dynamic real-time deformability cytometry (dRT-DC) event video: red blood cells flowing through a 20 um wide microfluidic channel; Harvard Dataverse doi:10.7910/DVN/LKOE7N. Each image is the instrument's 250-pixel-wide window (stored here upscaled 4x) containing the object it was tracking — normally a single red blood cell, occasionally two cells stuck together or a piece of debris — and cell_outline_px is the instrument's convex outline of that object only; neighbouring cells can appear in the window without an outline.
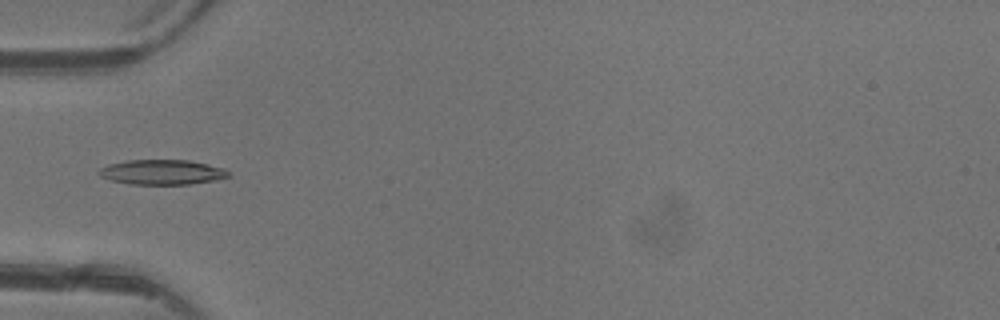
{"species": "common noctule bat (a hibernating species)", "species_latin": "Nyctalus noctula", "temperature_condition": "warm", "stored_images_in_passage": 4, "camera_frame_rate_fps": 3000, "um_per_image_px": 0.085, "animal": {"sex": "female"}, "frame": {"image": 1, "passage_image": 4, "time_ms": 3.333, "image_size_px": [1000, 320], "cell_outline_px": [[228, 176], [216, 180], [188, 184], [132, 184], [112, 180], [100, 176], [96, 172], [100, 168], [108, 164], [128, 160], [188, 160], [208, 164], [224, 168], [228, 172]], "centroid_in_image_um": [13.75, 14.62], "position_along_channel_um": 71.3, "area_um2": 18.67}}